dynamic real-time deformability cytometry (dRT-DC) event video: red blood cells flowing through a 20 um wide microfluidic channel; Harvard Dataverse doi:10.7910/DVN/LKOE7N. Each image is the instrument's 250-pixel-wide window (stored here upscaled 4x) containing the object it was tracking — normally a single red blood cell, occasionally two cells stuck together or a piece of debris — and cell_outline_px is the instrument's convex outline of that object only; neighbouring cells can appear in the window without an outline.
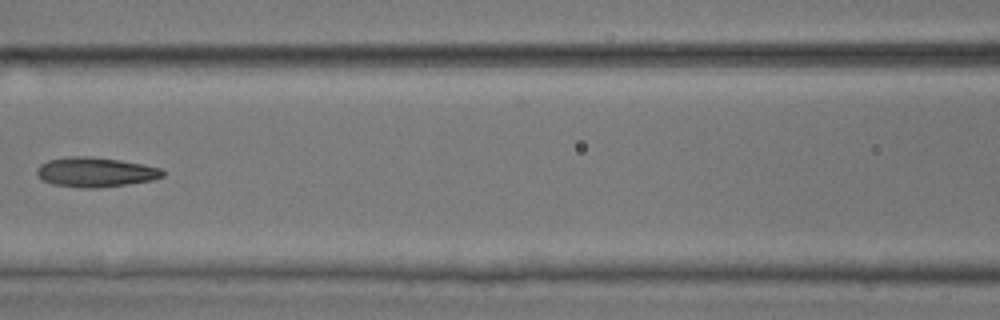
{"species": "common noctule bat (a hibernating species)", "species_latin": "Nyctalus noctula", "temperature_condition": "room temperature", "stored_images_in_passage": 8, "camera_frame_rate_fps": 3000, "um_per_image_px": 0.085, "animal": {"sex": "male", "body_mass_g": 17.9, "forearm_length_mm": 54.2}, "frame": {"image": 1, "passage_image": 7, "time_ms": 2.0, "image_size_px": [1000, 320], "cell_outline_px": [[164, 176], [152, 180], [128, 184], [96, 188], [80, 188], [52, 184], [44, 180], [36, 172], [36, 168], [40, 164], [48, 160], [72, 156], [92, 156], [120, 160], [144, 164], [160, 168], [164, 172]], "centroid_in_image_um": [8.12, 14.63], "position_along_channel_um": 158.5, "area_um2": 21.79}}
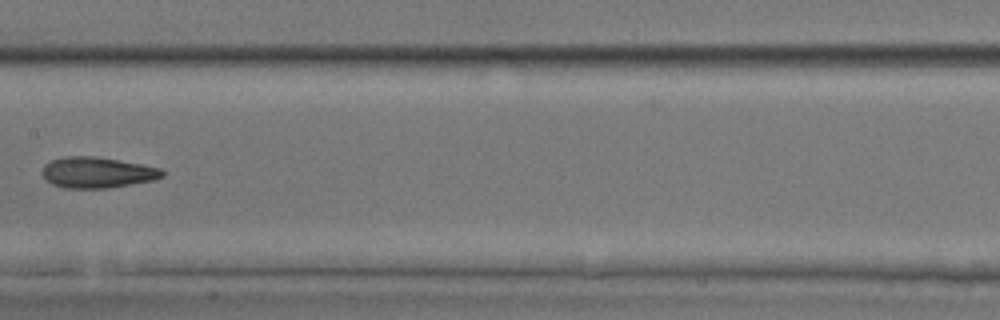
{"frame": {"image": 2, "passage_image": 8, "time_ms": 2.333, "image_size_px": [1000, 320], "cell_outline_px": [[164, 176], [152, 180], [108, 188], [64, 188], [52, 184], [40, 172], [44, 164], [52, 160], [64, 156], [96, 156], [140, 164], [160, 168], [164, 172]], "centroid_in_image_um": [8.22, 14.65], "position_along_channel_um": 199.2, "area_um2": 21.5}}